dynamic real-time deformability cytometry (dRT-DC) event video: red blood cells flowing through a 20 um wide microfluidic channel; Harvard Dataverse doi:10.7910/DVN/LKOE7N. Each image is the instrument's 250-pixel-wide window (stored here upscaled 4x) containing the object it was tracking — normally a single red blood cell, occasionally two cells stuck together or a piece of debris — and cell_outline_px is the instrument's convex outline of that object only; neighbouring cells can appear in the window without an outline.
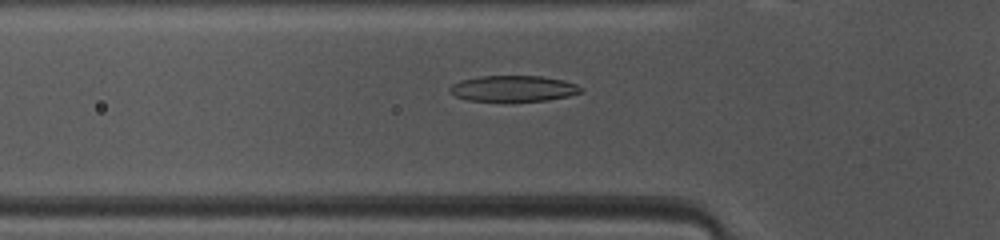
{"species": "common noctule bat (a hibernating species)", "species_latin": "Nyctalus noctula", "temperature_condition": "warm", "stored_images_in_passage": 46, "camera_frame_rate_fps": 3000, "um_per_image_px": 0.085, "animal": {"sex": "female", "body_mass_g": 10.0, "forearm_length_mm": 53.1}, "frame": {"image": 1, "passage_image": 13, "time_ms": 4.0, "image_size_px": [1000, 240], "cell_outline_px": [[584, 92], [568, 96], [548, 100], [468, 100], [456, 96], [448, 88], [452, 84], [460, 80], [480, 76], [540, 76], [564, 80], [576, 84], [584, 88]], "centroid_in_image_um": [43.68, 7.51], "position_along_channel_um": 82.1, "area_um2": 19.59}}
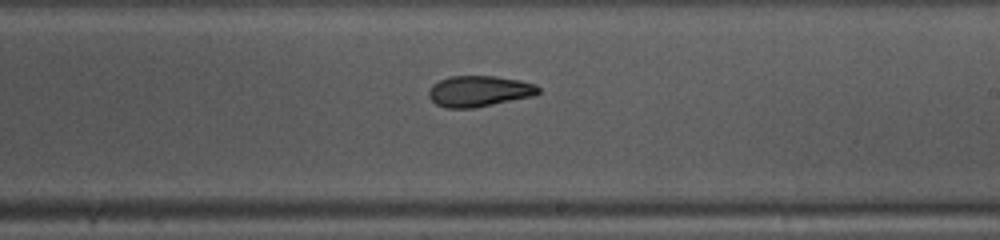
{"frame": {"image": 2, "passage_image": 25, "time_ms": 8.0, "image_size_px": [1000, 240], "cell_outline_px": [[540, 92], [536, 96], [472, 108], [444, 108], [436, 104], [428, 96], [428, 92], [432, 84], [448, 76], [496, 76], [520, 80], [536, 84], [540, 88]], "centroid_in_image_um": [40.74, 7.75], "position_along_channel_um": 248.3, "area_um2": 20.0}}
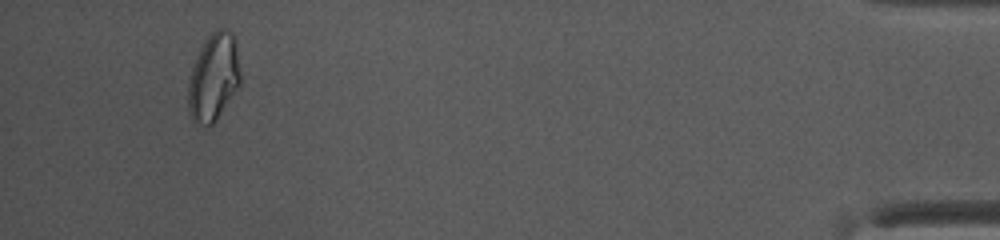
{"frame": {"image": 3, "passage_image": 43, "time_ms": 14.0, "image_size_px": [1000, 240], "cell_outline_px": [[240, 84], [216, 120], [212, 124], [204, 124], [192, 120], [188, 112], [188, 84], [192, 68], [208, 36], [216, 28], [224, 28], [232, 32], [236, 40], [240, 72]], "centroid_in_image_um": [18.17, 6.55], "position_along_channel_um": 417.0, "area_um2": 26.24}, "authors_computed_cell_mechanics": {"area_um2": 20.6924, "velocity_mm_per_s": 4.1228, "shape_relaxation_time_tau1_ms": 4.6225, "shape_relaxation_time_tau2_ms": 2.3911, "deformation_change_tau1": 0.1921, "deformation_change_tau2": 0.0832}}